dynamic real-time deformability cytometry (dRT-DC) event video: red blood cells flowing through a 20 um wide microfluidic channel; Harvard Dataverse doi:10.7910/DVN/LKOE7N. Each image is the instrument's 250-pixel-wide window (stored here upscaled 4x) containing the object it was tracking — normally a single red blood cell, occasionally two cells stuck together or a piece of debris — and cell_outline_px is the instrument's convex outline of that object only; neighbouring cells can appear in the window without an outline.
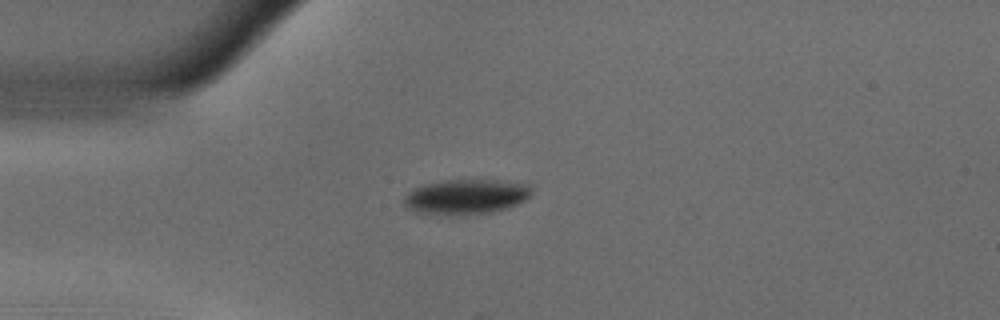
{"species": "common noctule bat (a hibernating species)", "species_latin": "Nyctalus noctula", "temperature_condition": "warm", "stored_images_in_passage": 42, "camera_frame_rate_fps": 3000, "um_per_image_px": 0.085, "animal": {"sex": "male", "body_mass_g": 18.8}, "frame": {"image": 1, "passage_image": 1, "time_ms": 0.0, "image_size_px": [1000, 320], "cell_outline_px": [[532, 196], [508, 208], [492, 212], [460, 216], [416, 212], [408, 208], [404, 204], [404, 196], [408, 192], [424, 184], [448, 180], [496, 180], [528, 184], [532, 188]], "centroid_in_image_um": [39.63, 16.73], "position_along_channel_um": 45.4, "area_um2": 26.13}}
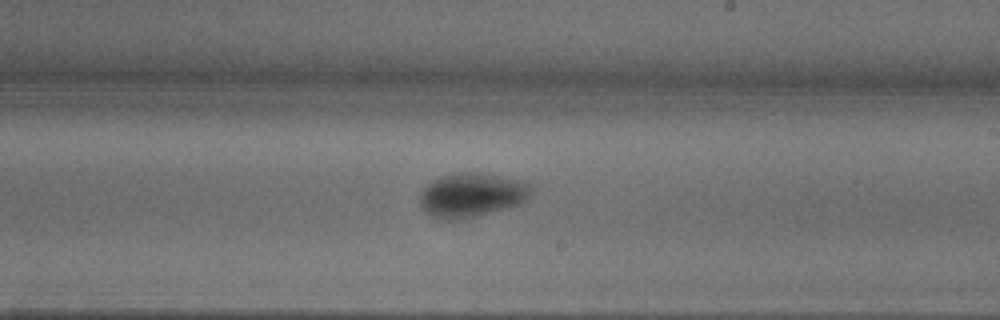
{"frame": {"image": 2, "passage_image": 19, "time_ms": 6.0, "image_size_px": [1000, 320], "cell_outline_px": [[532, 192], [520, 204], [476, 216], [460, 220], [436, 220], [424, 212], [420, 208], [420, 192], [432, 180], [440, 176], [460, 172], [480, 172], [520, 180], [532, 184]], "centroid_in_image_um": [40.04, 16.58], "position_along_channel_um": 249.0, "area_um2": 29.02}}
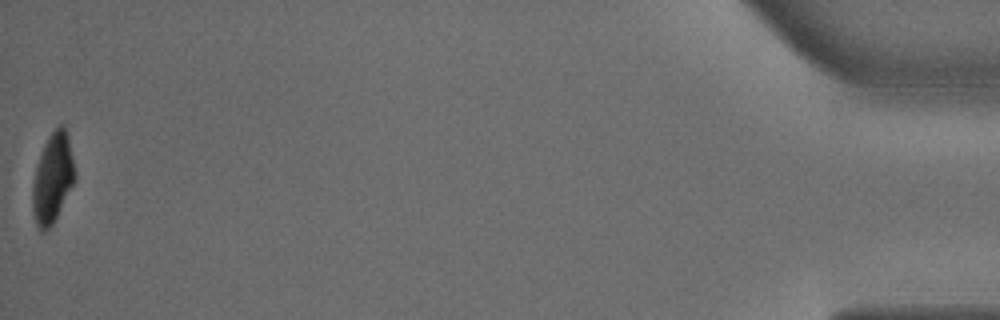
{"frame": {"image": 3, "passage_image": 42, "time_ms": 13.667, "image_size_px": [1000, 320], "cell_outline_px": [[76, 180], [52, 224], [44, 232], [40, 232], [36, 224], [32, 212], [32, 184], [36, 168], [44, 144], [48, 136], [60, 124], [64, 124], [68, 136], [76, 176]], "centroid_in_image_um": [4.47, 15.16], "position_along_channel_um": 430.7, "area_um2": 22.02}, "authors_computed_cell_mechanics": {"area_um2": 27.1371, "velocity_mm_per_s": 3.6519, "shape_relaxation_time_tau1_ms": 2.6402, "shape_relaxation_time_tau2_ms": 1.8759, "deformation_change_tau1": 0.1516, "deformation_change_tau2": 0.0387}}